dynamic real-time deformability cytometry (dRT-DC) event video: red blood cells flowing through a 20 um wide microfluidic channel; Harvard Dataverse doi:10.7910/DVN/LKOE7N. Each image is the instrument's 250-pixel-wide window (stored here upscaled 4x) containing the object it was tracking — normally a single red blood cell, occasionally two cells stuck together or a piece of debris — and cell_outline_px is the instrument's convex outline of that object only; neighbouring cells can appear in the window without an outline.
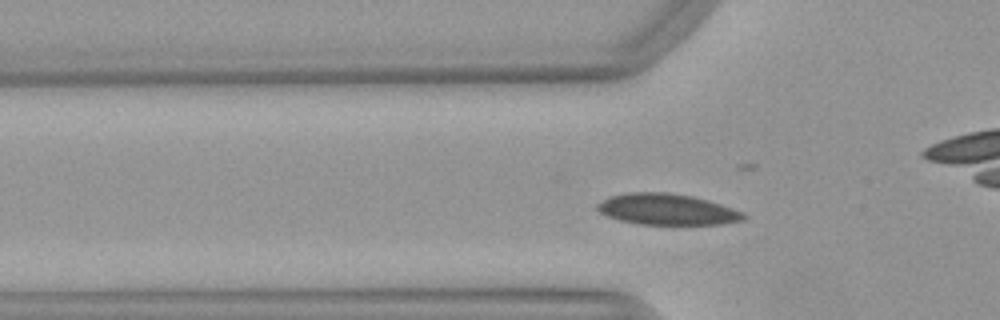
{"species": "Egyptian fruit bat (a non-hibernating species)", "species_latin": "Rousettus aegyptiacus", "temperature_condition": "warm", "stored_images_in_passage": 42, "camera_frame_rate_fps": 3000, "um_per_image_px": 0.085, "animal": {"sex": "female"}, "frame": {"image": 1, "passage_image": 12, "time_ms": 3.667, "image_size_px": [1000, 320], "cell_outline_px": [[744, 220], [720, 224], [636, 224], [620, 220], [608, 216], [600, 212], [596, 208], [596, 204], [612, 196], [628, 192], [668, 192], [692, 196], [708, 200], [720, 204], [740, 212], [744, 216]], "centroid_in_image_um": [56.65, 17.79], "position_along_channel_um": 69.2, "area_um2": 26.13}}
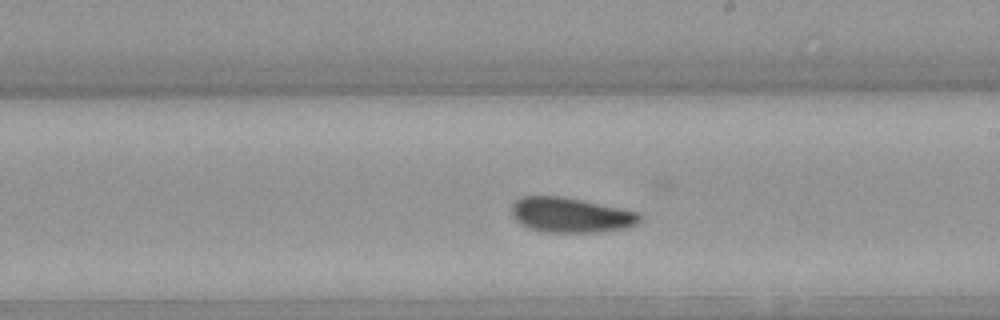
{"frame": {"image": 2, "passage_image": 25, "time_ms": 8.0, "image_size_px": [1000, 320], "cell_outline_px": [[640, 220], [636, 224], [624, 228], [600, 232], [540, 232], [528, 228], [520, 224], [512, 216], [512, 204], [520, 196], [560, 196], [640, 212]], "centroid_in_image_um": [48.47, 18.28], "position_along_channel_um": 240.5, "area_um2": 26.07}}
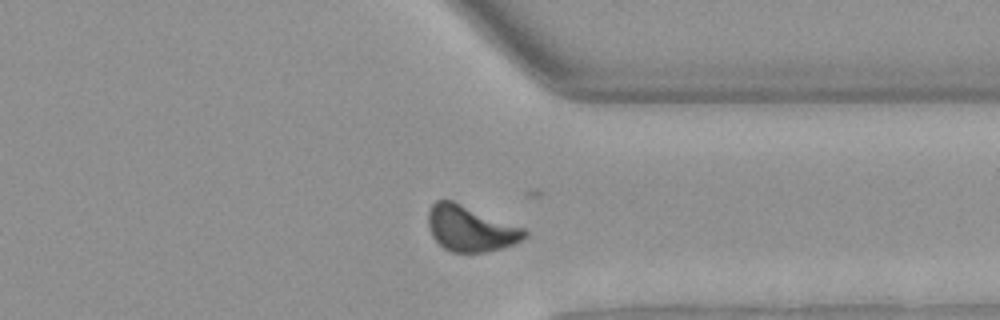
{"frame": {"image": 3, "passage_image": 35, "time_ms": 11.333, "image_size_px": [1000, 320], "cell_outline_px": [[528, 236], [516, 244], [504, 248], [484, 252], [452, 252], [444, 248], [432, 236], [428, 224], [428, 212], [432, 204], [436, 200], [452, 200], [524, 228], [528, 232]], "centroid_in_image_um": [40.01, 19.43], "position_along_channel_um": 371.4, "area_um2": 25.66}}